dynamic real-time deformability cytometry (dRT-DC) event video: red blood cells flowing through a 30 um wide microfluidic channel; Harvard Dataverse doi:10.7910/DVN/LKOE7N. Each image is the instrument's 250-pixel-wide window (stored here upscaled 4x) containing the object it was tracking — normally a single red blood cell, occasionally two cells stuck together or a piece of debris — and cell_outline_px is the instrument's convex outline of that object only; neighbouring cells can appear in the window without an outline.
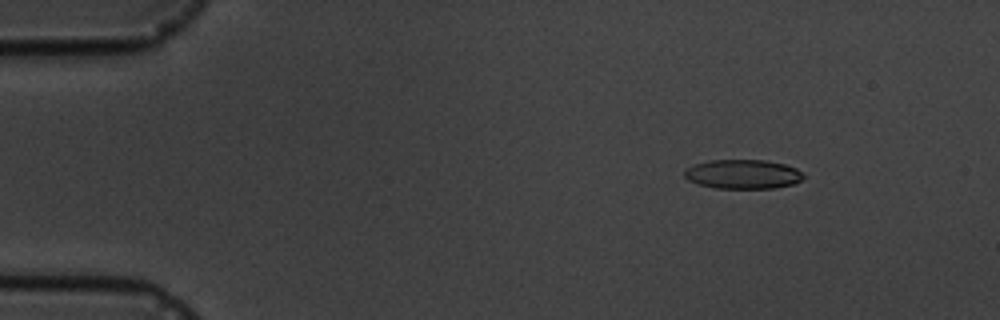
{"species": "common noctule bat (a hibernating species)", "species_latin": "Nyctalus noctula", "temperature_condition": "cold", "stored_images_in_passage": 9, "camera_frame_rate_fps": 3000, "um_per_image_px": 0.085, "animal": {"sex": "male", "body_mass_g": 19.5, "forearm_length_mm": 54.6}, "frame": {"image": 1, "passage_image": 3, "time_ms": 2.0, "image_size_px": [1000, 320], "cell_outline_px": [[804, 176], [800, 180], [792, 184], [776, 188], [716, 188], [700, 184], [688, 180], [684, 176], [684, 172], [688, 168], [696, 164], [708, 160], [764, 160], [784, 164], [796, 168]], "centroid_in_image_um": [63.14, 14.8], "position_along_channel_um": 21.9, "area_um2": 20.06}}
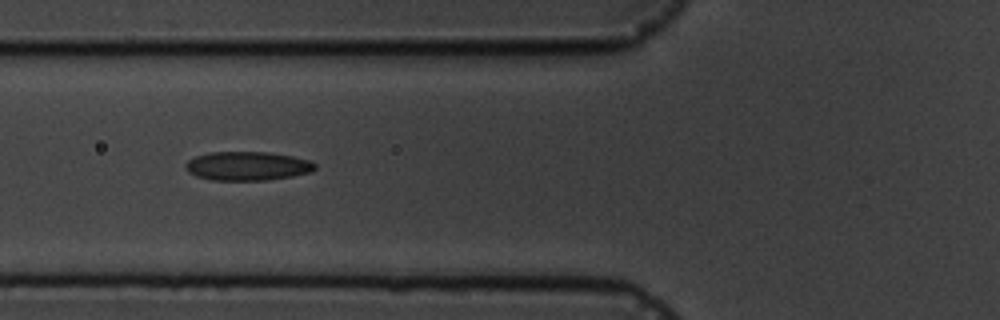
{"frame": {"image": 2, "passage_image": 7, "time_ms": 6.667, "image_size_px": [1000, 320], "cell_outline_px": [[316, 168], [312, 172], [292, 176], [264, 180], [212, 180], [196, 176], [188, 172], [184, 168], [184, 164], [188, 160], [196, 156], [208, 152], [268, 152], [292, 156], [312, 160], [316, 164]], "centroid_in_image_um": [21.03, 14.1], "position_along_channel_um": 104.8, "area_um2": 21.96}}
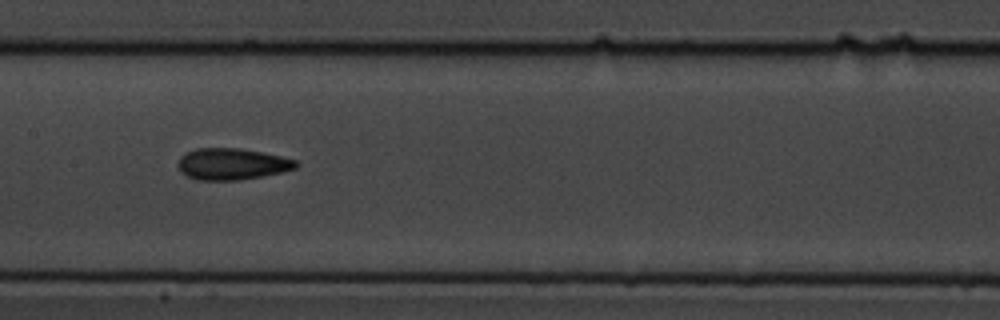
{"frame": {"image": 3, "passage_image": 9, "time_ms": 9.0, "image_size_px": [1000, 320], "cell_outline_px": [[300, 164], [296, 168], [284, 172], [240, 180], [196, 180], [180, 172], [176, 164], [180, 156], [196, 148], [236, 148], [260, 152], [280, 156], [296, 160]], "centroid_in_image_um": [19.7, 13.95], "position_along_channel_um": 187.7, "area_um2": 21.73}}